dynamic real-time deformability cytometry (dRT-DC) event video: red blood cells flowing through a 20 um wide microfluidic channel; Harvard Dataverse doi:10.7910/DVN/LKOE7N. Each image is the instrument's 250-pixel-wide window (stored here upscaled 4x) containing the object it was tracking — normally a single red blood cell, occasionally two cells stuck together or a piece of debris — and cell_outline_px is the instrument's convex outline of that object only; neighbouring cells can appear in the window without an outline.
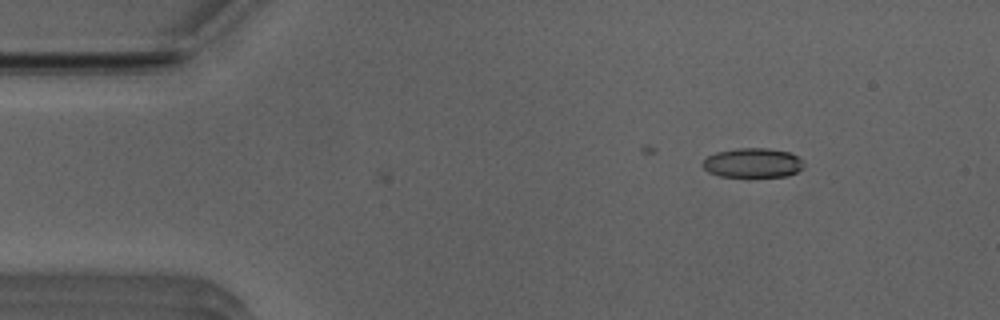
{"species": "Egyptian fruit bat (a non-hibernating species)", "species_latin": "Rousettus aegyptiacus", "temperature_condition": "room temperature", "stored_images_in_passage": 7, "camera_frame_rate_fps": 3000, "um_per_image_px": 0.085, "animal": {"sex": "male"}, "frame": {"image": 1, "passage_image": 1, "time_ms": 0.0, "image_size_px": [1000, 320], "cell_outline_px": [[804, 168], [788, 176], [720, 176], [708, 172], [700, 164], [708, 156], [716, 152], [736, 148], [768, 148], [788, 152], [796, 156], [804, 164]], "centroid_in_image_um": [63.96, 13.84], "position_along_channel_um": 21.0, "area_um2": 17.28}}